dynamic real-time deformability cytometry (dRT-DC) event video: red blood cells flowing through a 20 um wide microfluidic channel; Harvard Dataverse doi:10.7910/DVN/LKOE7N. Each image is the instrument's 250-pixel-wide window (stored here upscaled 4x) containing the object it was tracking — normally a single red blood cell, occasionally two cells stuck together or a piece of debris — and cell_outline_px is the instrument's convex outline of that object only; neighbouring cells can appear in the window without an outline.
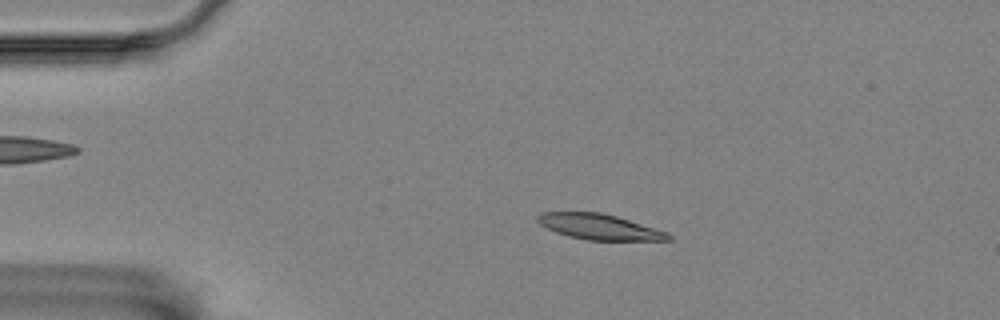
{"species": "Egyptian fruit bat (a non-hibernating species)", "species_latin": "Rousettus aegyptiacus", "temperature_condition": "room temperature", "stored_images_in_passage": 56, "camera_frame_rate_fps": 3000, "um_per_image_px": 0.085, "animal": {"sex": "female"}, "frame": {"image": 1, "passage_image": 11, "time_ms": 3.333, "image_size_px": [1000, 320], "cell_outline_px": [[672, 240], [588, 240], [568, 236], [556, 232], [540, 224], [536, 220], [536, 216], [540, 212], [600, 212], [616, 216], [668, 232], [672, 236]], "centroid_in_image_um": [50.93, 19.28], "position_along_channel_um": 34.1, "area_um2": 19.36}}
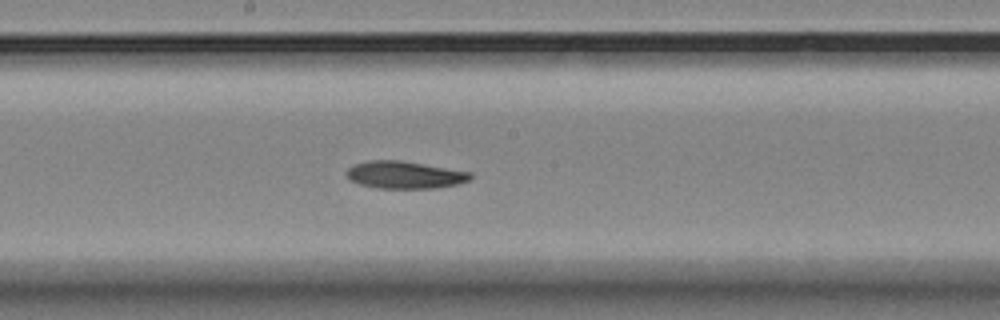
{"frame": {"image": 2, "passage_image": 30, "time_ms": 9.667, "image_size_px": [1000, 320], "cell_outline_px": [[472, 176], [468, 180], [456, 184], [436, 188], [376, 188], [360, 184], [348, 180], [344, 172], [348, 168], [356, 164], [368, 160], [400, 160], [472, 172]], "centroid_in_image_um": [34.35, 14.86], "position_along_channel_um": 213.9, "area_um2": 19.77}}
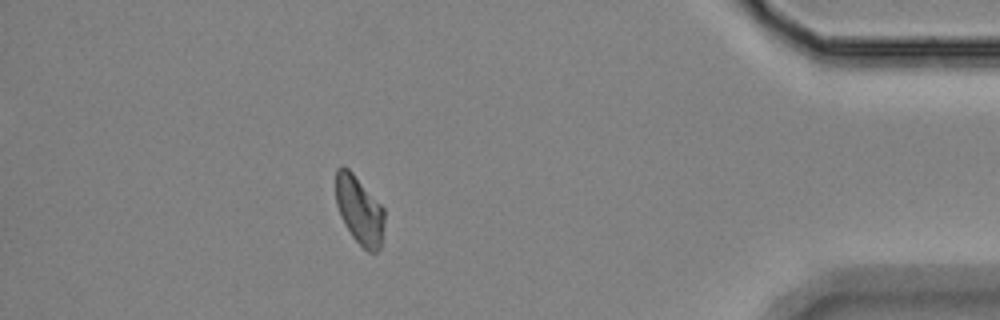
{"frame": {"image": 3, "passage_image": 50, "time_ms": 16.333, "image_size_px": [1000, 320], "cell_outline_px": [[384, 220], [380, 248], [376, 252], [368, 252], [352, 236], [344, 224], [340, 216], [336, 204], [336, 168], [340, 164], [344, 164], [352, 172], [384, 208]], "centroid_in_image_um": [30.52, 17.84], "position_along_channel_um": 404.7, "area_um2": 19.31}, "authors_computed_cell_mechanics": {"area_um2": 19.7676, "velocity_mm_per_s": 3.5022, "shape_relaxation_time_tau1_ms": 4.9399, "shape_relaxation_time_tau2_ms": 8.8333, "deformation_change_tau1": 0.1423, "deformation_change_tau2": 0.165}}